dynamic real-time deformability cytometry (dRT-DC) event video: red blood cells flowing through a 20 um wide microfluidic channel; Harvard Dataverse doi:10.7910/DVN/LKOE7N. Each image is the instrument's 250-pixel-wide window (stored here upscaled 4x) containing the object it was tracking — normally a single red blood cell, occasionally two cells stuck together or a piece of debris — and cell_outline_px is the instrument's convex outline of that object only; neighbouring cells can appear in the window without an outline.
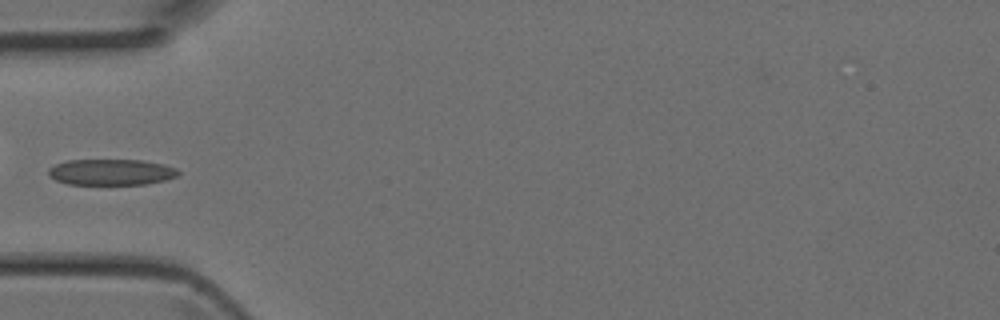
{"species": "Egyptian fruit bat (a non-hibernating species)", "species_latin": "Rousettus aegyptiacus", "temperature_condition": "room temperature", "stored_images_in_passage": 4, "camera_frame_rate_fps": 3000, "um_per_image_px": 0.085, "animal": {"sex": "female"}, "frame": {"image": 1, "passage_image": 4, "time_ms": 1.0, "image_size_px": [1000, 320], "cell_outline_px": [[180, 176], [168, 180], [144, 184], [68, 184], [56, 180], [48, 176], [48, 168], [56, 164], [68, 160], [140, 160], [164, 164], [176, 168], [180, 172]], "centroid_in_image_um": [9.48, 14.63], "position_along_channel_um": 75.5, "area_um2": 19.83}}